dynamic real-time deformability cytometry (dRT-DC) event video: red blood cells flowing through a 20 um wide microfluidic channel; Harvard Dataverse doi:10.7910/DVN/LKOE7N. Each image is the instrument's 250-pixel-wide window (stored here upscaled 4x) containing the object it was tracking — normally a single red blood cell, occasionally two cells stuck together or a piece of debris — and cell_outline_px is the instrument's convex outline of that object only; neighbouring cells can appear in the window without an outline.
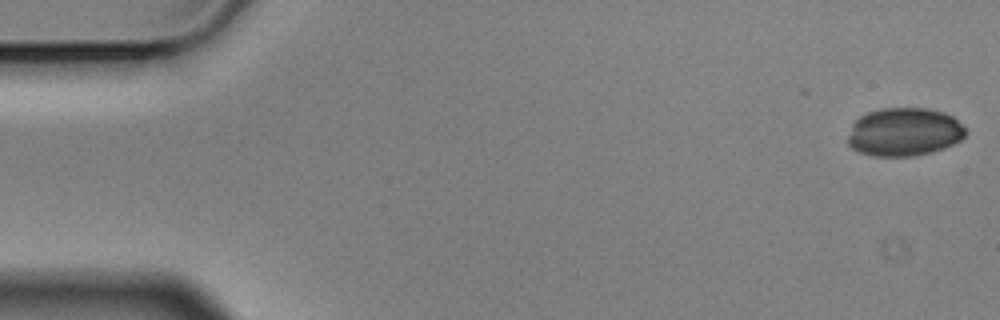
{"species": "Egyptian fruit bat (a non-hibernating species)", "species_latin": "Rousettus aegyptiacus", "temperature_condition": "cold", "stored_images_in_passage": 4, "camera_frame_rate_fps": 3000, "um_per_image_px": 0.085, "animal": {"sex": "male"}, "frame": {"image": 1, "passage_image": 1, "time_ms": 0.0, "image_size_px": [1000, 320], "cell_outline_px": [[968, 132], [960, 140], [944, 148], [932, 152], [912, 156], [872, 156], [860, 152], [852, 148], [848, 144], [848, 136], [852, 124], [860, 116], [868, 112], [880, 108], [928, 108], [944, 112], [952, 116]], "centroid_in_image_um": [76.85, 11.21], "position_along_channel_um": 8.2, "area_um2": 33.18}}
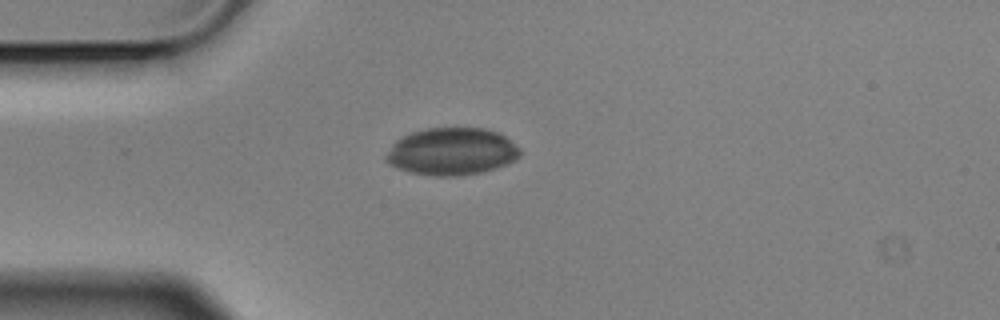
{"frame": {"image": 2, "passage_image": 4, "time_ms": 1.0, "image_size_px": [1000, 320], "cell_outline_px": [[520, 156], [516, 160], [508, 164], [484, 172], [460, 176], [432, 176], [408, 172], [396, 168], [388, 164], [384, 160], [384, 156], [392, 144], [396, 140], [412, 132], [428, 128], [484, 128], [496, 132], [504, 136], [520, 148]], "centroid_in_image_um": [38.38, 12.9], "position_along_channel_um": 46.6, "area_um2": 37.28}}